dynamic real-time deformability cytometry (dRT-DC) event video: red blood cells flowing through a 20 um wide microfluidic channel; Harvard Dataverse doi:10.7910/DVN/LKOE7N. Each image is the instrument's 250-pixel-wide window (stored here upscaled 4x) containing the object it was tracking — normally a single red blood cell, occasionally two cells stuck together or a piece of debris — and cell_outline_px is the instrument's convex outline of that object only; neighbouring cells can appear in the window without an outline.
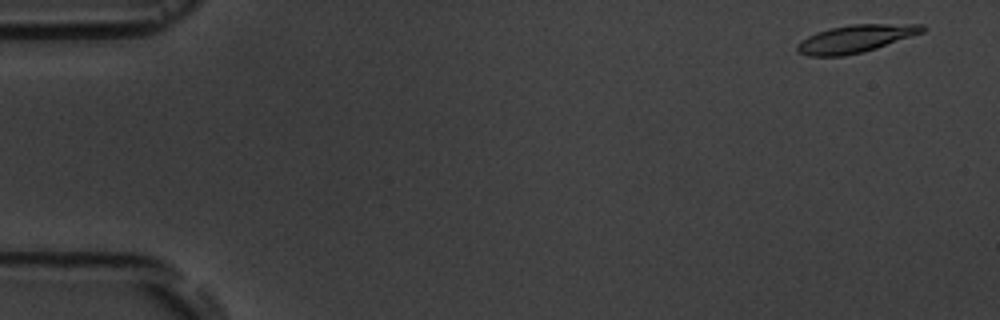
{"species": "common noctule bat (a hibernating species)", "species_latin": "Nyctalus noctula", "temperature_condition": "room temperature", "stored_images_in_passage": 4, "camera_frame_rate_fps": 3000, "um_per_image_px": 0.085, "animal": {"sex": "male", "body_mass_g": 19.5, "forearm_length_mm": 54.6}, "frame": {"image": 1, "passage_image": 1, "time_ms": 0.0, "image_size_px": [1000, 320], "cell_outline_px": [[924, 32], [864, 52], [844, 56], [808, 56], [800, 52], [796, 48], [796, 44], [800, 40], [816, 32], [832, 28], [852, 24], [924, 24]], "centroid_in_image_um": [72.7, 3.29], "position_along_channel_um": 12.3, "area_um2": 20.06}}